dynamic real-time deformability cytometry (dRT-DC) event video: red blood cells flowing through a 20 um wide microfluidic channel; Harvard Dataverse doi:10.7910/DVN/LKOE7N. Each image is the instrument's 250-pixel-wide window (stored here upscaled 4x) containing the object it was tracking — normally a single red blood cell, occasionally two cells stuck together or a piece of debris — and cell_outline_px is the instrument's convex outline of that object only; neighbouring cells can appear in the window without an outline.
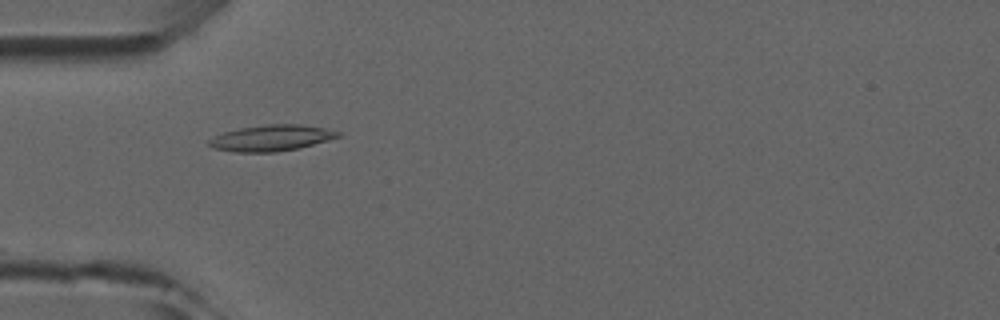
{"species": "common noctule bat (a hibernating species)", "species_latin": "Nyctalus noctula", "temperature_condition": "room temperature", "stored_images_in_passage": 5, "camera_frame_rate_fps": 3000, "um_per_image_px": 0.085, "animal": {"sex": "male", "forearm_length_mm": 52.5}, "frame": {"image": 1, "passage_image": 5, "time_ms": 4.667, "image_size_px": [1000, 320], "cell_outline_px": [[344, 136], [296, 148], [276, 152], [232, 152], [212, 148], [208, 144], [208, 140], [224, 132], [240, 128], [268, 124], [300, 124], [324, 128], [340, 132]], "centroid_in_image_um": [23.06, 11.73], "position_along_channel_um": 61.9, "area_um2": 19.48}}